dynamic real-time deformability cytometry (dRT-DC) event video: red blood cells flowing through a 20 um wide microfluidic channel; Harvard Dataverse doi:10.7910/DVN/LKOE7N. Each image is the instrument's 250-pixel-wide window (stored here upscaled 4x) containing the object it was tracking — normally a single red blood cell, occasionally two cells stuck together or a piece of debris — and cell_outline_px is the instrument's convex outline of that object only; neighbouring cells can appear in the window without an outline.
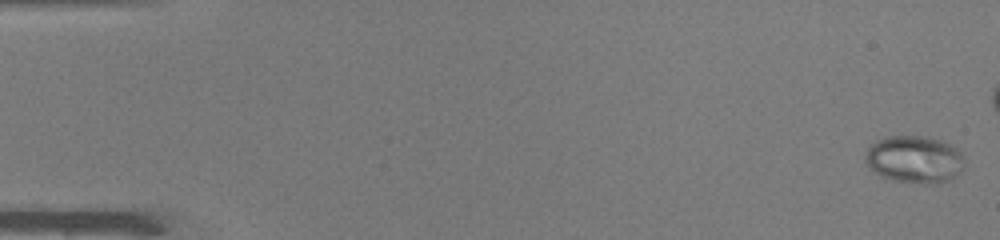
{"species": "common noctule bat (a hibernating species)", "species_latin": "Nyctalus noctula", "temperature_condition": "warm", "stored_images_in_passage": 43, "camera_frame_rate_fps": 3000, "um_per_image_px": 0.085, "animal": {"sex": "male", "body_mass_g": 19.0, "forearm_length_mm": 50.8}, "frame": {"image": 1, "passage_image": 1, "time_ms": 0.0, "image_size_px": [1000, 240], "cell_outline_px": [[964, 156], [960, 172], [956, 176], [948, 180], [936, 184], [928, 184], [892, 180], [868, 168], [864, 160], [864, 156], [868, 148], [876, 140], [888, 136], [928, 136], [940, 140], [956, 148]], "centroid_in_image_um": [77.71, 13.54], "position_along_channel_um": 7.3, "area_um2": 27.34}}
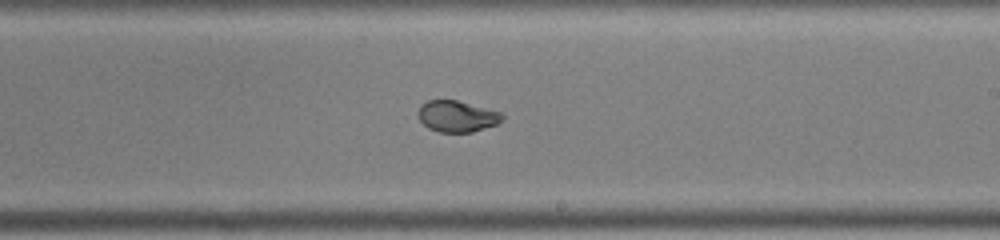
{"frame": {"image": 2, "passage_image": 30, "time_ms": 9.667, "image_size_px": [1000, 240], "cell_outline_px": [[504, 120], [496, 124], [472, 132], [440, 132], [428, 128], [416, 116], [416, 112], [420, 104], [428, 100], [456, 100], [500, 112], [504, 116]], "centroid_in_image_um": [38.8, 9.88], "position_along_channel_um": 250.2, "area_um2": 15.37}}
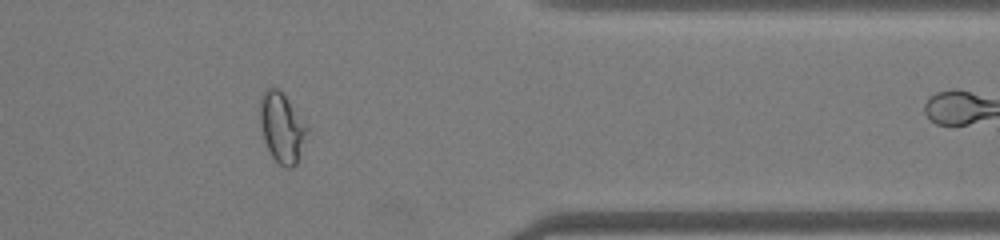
{"frame": {"image": 3, "passage_image": 41, "time_ms": 13.333, "image_size_px": [1000, 240], "cell_outline_px": [[308, 128], [296, 164], [292, 168], [284, 168], [272, 156], [264, 140], [260, 128], [260, 96], [268, 88], [276, 88], [284, 96]], "centroid_in_image_um": [23.92, 10.87], "position_along_channel_um": 387.5, "area_um2": 18.5}}